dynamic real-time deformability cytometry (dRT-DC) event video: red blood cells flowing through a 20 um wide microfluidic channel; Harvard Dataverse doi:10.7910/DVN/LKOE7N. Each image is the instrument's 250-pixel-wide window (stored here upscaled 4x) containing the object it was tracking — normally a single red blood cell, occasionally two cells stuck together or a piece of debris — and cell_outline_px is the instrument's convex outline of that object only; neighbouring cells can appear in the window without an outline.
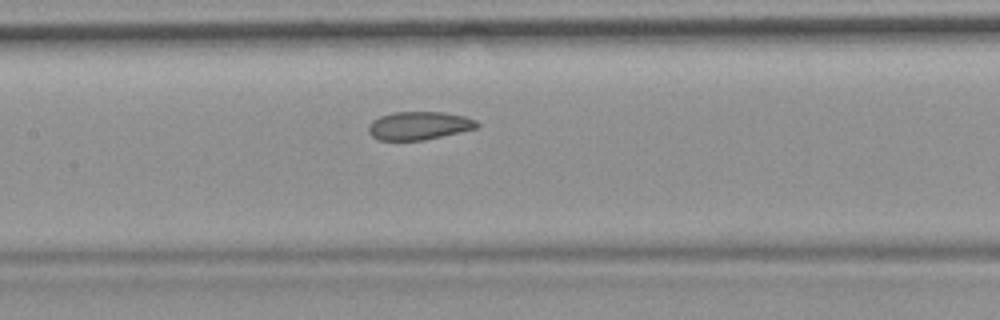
{"species": "common noctule bat (a hibernating species)", "species_latin": "Nyctalus noctula", "temperature_condition": "room temperature", "stored_images_in_passage": 50, "camera_frame_rate_fps": 3000, "um_per_image_px": 0.085, "animal": {"sex": "female", "body_mass_g": 19.9}, "frame": {"image": 1, "passage_image": 22, "time_ms": 7.0, "image_size_px": [1000, 320], "cell_outline_px": [[480, 124], [476, 128], [460, 132], [424, 140], [380, 140], [372, 136], [368, 132], [368, 124], [372, 120], [380, 116], [392, 112], [444, 112], [464, 116], [476, 120]], "centroid_in_image_um": [35.6, 10.67], "position_along_channel_um": 171.8, "area_um2": 17.86}, "authors_computed_cell_mechanics": {"area_um2": 19.2474, "velocity_mm_per_s": 3.6943, "shape_relaxation_time_tau1_ms": null, "shape_relaxation_time_tau2_ms": 2.0617, "deformation_change_tau1": null, "deformation_change_tau2": 0.0812}}